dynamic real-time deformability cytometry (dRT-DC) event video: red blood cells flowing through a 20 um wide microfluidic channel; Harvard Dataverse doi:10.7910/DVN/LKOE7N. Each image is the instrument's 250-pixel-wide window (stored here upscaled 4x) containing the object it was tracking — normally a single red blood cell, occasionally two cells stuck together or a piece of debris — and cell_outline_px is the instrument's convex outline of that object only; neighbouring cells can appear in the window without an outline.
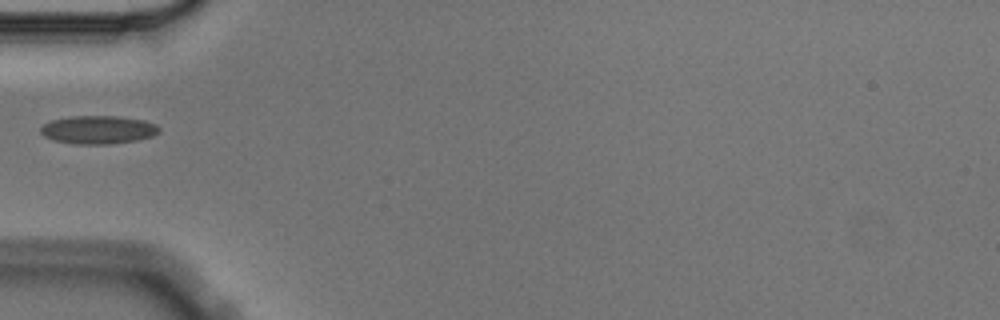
{"species": "Egyptian fruit bat (a non-hibernating species)", "species_latin": "Rousettus aegyptiacus", "temperature_condition": "cold", "stored_images_in_passage": 1, "camera_frame_rate_fps": 3000, "um_per_image_px": 0.085, "animal": {"sex": "male"}, "frame": {"image": 1, "passage_image": 1, "time_ms": 0.0, "image_size_px": [1000, 320], "cell_outline_px": [[160, 132], [152, 136], [136, 140], [108, 144], [76, 144], [52, 140], [44, 136], [40, 132], [40, 128], [44, 124], [52, 120], [72, 116], [116, 116], [144, 120], [156, 124], [160, 128]], "centroid_in_image_um": [8.34, 11.03], "position_along_channel_um": 76.7, "area_um2": 19.48}}